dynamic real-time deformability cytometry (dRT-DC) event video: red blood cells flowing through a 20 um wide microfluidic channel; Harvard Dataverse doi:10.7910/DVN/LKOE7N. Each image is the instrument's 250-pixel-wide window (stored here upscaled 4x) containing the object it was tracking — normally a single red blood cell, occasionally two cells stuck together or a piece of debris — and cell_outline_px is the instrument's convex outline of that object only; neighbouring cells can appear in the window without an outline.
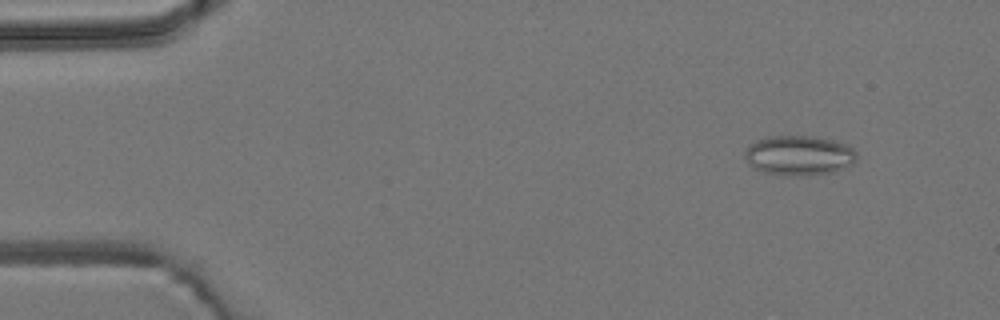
{"species": "common noctule bat (a hibernating species)", "species_latin": "Nyctalus noctula", "temperature_condition": "room temperature", "stored_images_in_passage": 5, "camera_frame_rate_fps": 3000, "um_per_image_px": 0.085, "animal": {"sex": "male", "body_mass_g": 19.2, "forearm_length_mm": 51.8}, "frame": {"image": 1, "passage_image": 2, "time_ms": 1.0, "image_size_px": [1000, 320], "cell_outline_px": [[856, 160], [852, 164], [832, 172], [800, 176], [784, 176], [764, 172], [752, 168], [748, 164], [744, 156], [744, 152], [748, 144], [756, 140], [768, 136], [816, 136], [848, 144], [856, 152]], "centroid_in_image_um": [67.87, 13.21], "position_along_channel_um": 17.1, "area_um2": 26.3}}